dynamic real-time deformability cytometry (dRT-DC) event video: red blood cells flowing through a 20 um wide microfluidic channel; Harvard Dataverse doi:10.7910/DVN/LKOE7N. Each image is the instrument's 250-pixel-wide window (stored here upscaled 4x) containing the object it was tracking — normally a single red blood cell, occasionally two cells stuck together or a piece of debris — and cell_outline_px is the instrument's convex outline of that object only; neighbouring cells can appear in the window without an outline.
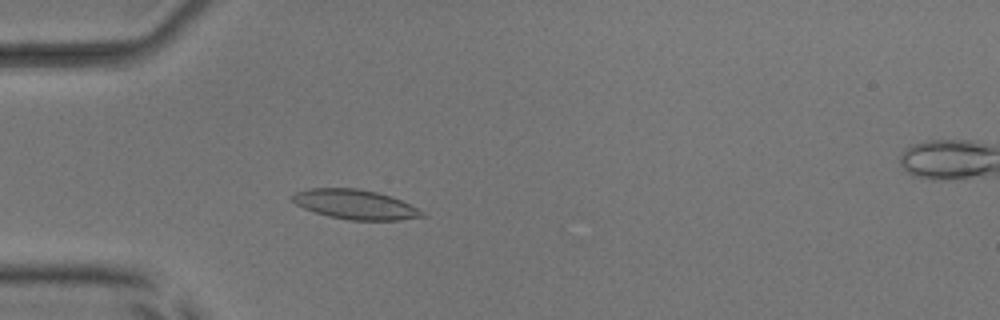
{"species": "common noctule bat (a hibernating species)", "species_latin": "Nyctalus noctula", "temperature_condition": "room temperature", "stored_images_in_passage": 42, "camera_frame_rate_fps": 3000, "um_per_image_px": 0.085, "animal": {"sex": "male", "body_mass_g": 17.9, "forearm_length_mm": 54.2}, "frame": {"image": 1, "passage_image": 5, "time_ms": 1.333, "image_size_px": [1000, 320], "cell_outline_px": [[428, 216], [400, 220], [348, 220], [328, 216], [304, 208], [296, 204], [292, 200], [292, 196], [296, 192], [308, 188], [356, 188], [376, 192], [400, 200], [424, 212]], "centroid_in_image_um": [30.19, 17.38], "position_along_channel_um": 54.8, "area_um2": 22.14}}
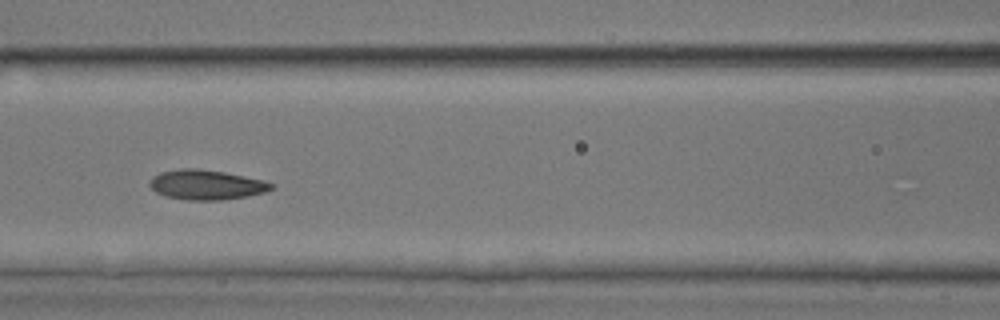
{"frame": {"image": 2, "passage_image": 13, "time_ms": 4.0, "image_size_px": [1000, 320], "cell_outline_px": [[276, 184], [272, 188], [264, 192], [248, 196], [224, 200], [188, 200], [164, 196], [156, 192], [148, 184], [152, 176], [160, 172], [180, 168], [196, 168], [224, 172], [264, 180]], "centroid_in_image_um": [17.53, 15.7], "position_along_channel_um": 149.1, "area_um2": 21.27}}
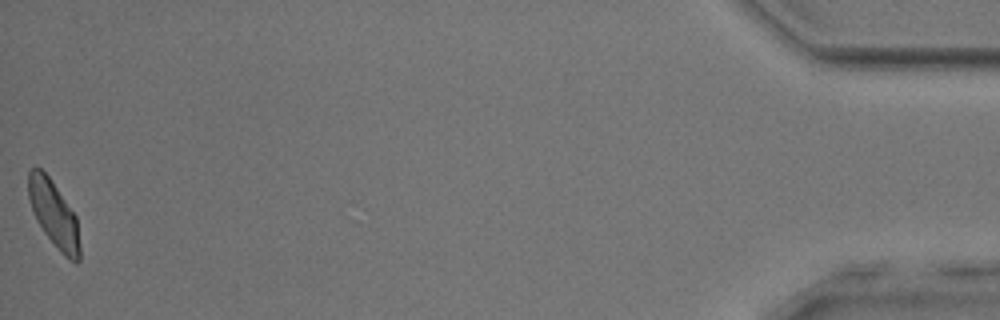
{"frame": {"image": 3, "passage_image": 42, "time_ms": 13.667, "image_size_px": [1000, 320], "cell_outline_px": [[80, 260], [76, 264], [68, 260], [60, 252], [44, 232], [36, 220], [28, 196], [28, 172], [32, 168], [40, 168], [48, 176], [76, 216], [80, 248]], "centroid_in_image_um": [4.58, 18.25], "position_along_channel_um": 430.6, "area_um2": 19.65}, "authors_computed_cell_mechanics": {"area_um2": 20.3456, "velocity_mm_per_s": 3.8972, "shape_relaxation_time_tau1_ms": 3.0653, "shape_relaxation_time_tau2_ms": 2.3956, "deformation_change_tau1": 0.1034, "deformation_change_tau2": 0.0692}}